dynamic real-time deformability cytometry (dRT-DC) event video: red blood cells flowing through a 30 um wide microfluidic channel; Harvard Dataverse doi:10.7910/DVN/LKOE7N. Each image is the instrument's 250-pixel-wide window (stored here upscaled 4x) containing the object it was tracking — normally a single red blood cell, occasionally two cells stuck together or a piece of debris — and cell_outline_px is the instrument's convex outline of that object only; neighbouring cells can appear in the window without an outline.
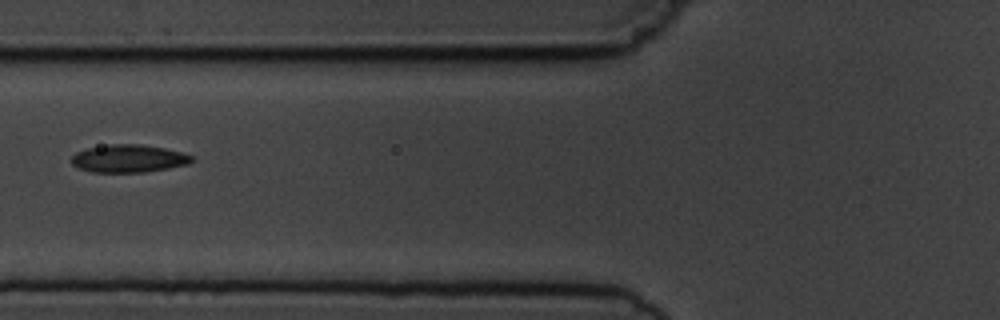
{"species": "common noctule bat (a hibernating species)", "species_latin": "Nyctalus noctula", "temperature_condition": "cold", "stored_images_in_passage": 7, "camera_frame_rate_fps": 3000, "um_per_image_px": 0.085, "animal": {"sex": "male", "body_mass_g": 19.5, "forearm_length_mm": 54.6}, "frame": {"image": 1, "passage_image": 7, "time_ms": 7.667, "image_size_px": [1000, 320], "cell_outline_px": [[192, 160], [188, 164], [168, 168], [144, 172], [92, 172], [80, 168], [72, 164], [72, 156], [76, 152], [88, 148], [108, 144], [140, 144], [164, 148], [180, 152], [192, 156]], "centroid_in_image_um": [10.91, 13.47], "position_along_channel_um": 114.9, "area_um2": 19.25}}